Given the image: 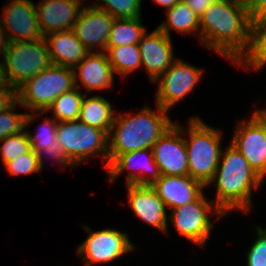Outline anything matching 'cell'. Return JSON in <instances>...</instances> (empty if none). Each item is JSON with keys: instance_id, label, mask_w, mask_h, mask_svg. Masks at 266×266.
<instances>
[{"instance_id": "1", "label": "cell", "mask_w": 266, "mask_h": 266, "mask_svg": "<svg viewBox=\"0 0 266 266\" xmlns=\"http://www.w3.org/2000/svg\"><path fill=\"white\" fill-rule=\"evenodd\" d=\"M249 11L230 0H214L200 16V42L239 66L253 47Z\"/></svg>"}, {"instance_id": "2", "label": "cell", "mask_w": 266, "mask_h": 266, "mask_svg": "<svg viewBox=\"0 0 266 266\" xmlns=\"http://www.w3.org/2000/svg\"><path fill=\"white\" fill-rule=\"evenodd\" d=\"M263 179L250 167L244 156L231 144L222 150L216 172L207 185L216 184L213 200L225 215L231 210L248 212L252 207V189H258Z\"/></svg>"}, {"instance_id": "3", "label": "cell", "mask_w": 266, "mask_h": 266, "mask_svg": "<svg viewBox=\"0 0 266 266\" xmlns=\"http://www.w3.org/2000/svg\"><path fill=\"white\" fill-rule=\"evenodd\" d=\"M156 105L157 111L145 105L134 115L115 114L108 138V165L120 154L152 149L153 144L174 124L168 117L169 111Z\"/></svg>"}, {"instance_id": "4", "label": "cell", "mask_w": 266, "mask_h": 266, "mask_svg": "<svg viewBox=\"0 0 266 266\" xmlns=\"http://www.w3.org/2000/svg\"><path fill=\"white\" fill-rule=\"evenodd\" d=\"M189 138L184 137L188 157L189 176L205 187L212 180L222 153L221 132L213 129L198 116L190 119Z\"/></svg>"}, {"instance_id": "5", "label": "cell", "mask_w": 266, "mask_h": 266, "mask_svg": "<svg viewBox=\"0 0 266 266\" xmlns=\"http://www.w3.org/2000/svg\"><path fill=\"white\" fill-rule=\"evenodd\" d=\"M73 88L74 69L52 64L16 89L17 101L23 108L47 113L59 95Z\"/></svg>"}, {"instance_id": "6", "label": "cell", "mask_w": 266, "mask_h": 266, "mask_svg": "<svg viewBox=\"0 0 266 266\" xmlns=\"http://www.w3.org/2000/svg\"><path fill=\"white\" fill-rule=\"evenodd\" d=\"M57 140L68 159L76 166L87 161L93 155L103 154L106 160L103 167H108L109 134L97 127L80 120L60 121L56 130Z\"/></svg>"}, {"instance_id": "7", "label": "cell", "mask_w": 266, "mask_h": 266, "mask_svg": "<svg viewBox=\"0 0 266 266\" xmlns=\"http://www.w3.org/2000/svg\"><path fill=\"white\" fill-rule=\"evenodd\" d=\"M3 59L7 83L15 89L52 65L44 38L36 41L10 42Z\"/></svg>"}, {"instance_id": "8", "label": "cell", "mask_w": 266, "mask_h": 266, "mask_svg": "<svg viewBox=\"0 0 266 266\" xmlns=\"http://www.w3.org/2000/svg\"><path fill=\"white\" fill-rule=\"evenodd\" d=\"M210 215L218 218L225 214L215 206L213 199L209 201L202 194L197 200L172 209L168 220L182 236L203 248L213 228Z\"/></svg>"}, {"instance_id": "9", "label": "cell", "mask_w": 266, "mask_h": 266, "mask_svg": "<svg viewBox=\"0 0 266 266\" xmlns=\"http://www.w3.org/2000/svg\"><path fill=\"white\" fill-rule=\"evenodd\" d=\"M202 73V69L176 59L170 68L153 82L158 85L156 104L170 111L178 101L194 91Z\"/></svg>"}, {"instance_id": "10", "label": "cell", "mask_w": 266, "mask_h": 266, "mask_svg": "<svg viewBox=\"0 0 266 266\" xmlns=\"http://www.w3.org/2000/svg\"><path fill=\"white\" fill-rule=\"evenodd\" d=\"M83 227L90 234L76 253L81 255L79 257L85 265L114 261L135 248L126 233L113 228L92 231L85 225Z\"/></svg>"}, {"instance_id": "11", "label": "cell", "mask_w": 266, "mask_h": 266, "mask_svg": "<svg viewBox=\"0 0 266 266\" xmlns=\"http://www.w3.org/2000/svg\"><path fill=\"white\" fill-rule=\"evenodd\" d=\"M231 145L247 160L262 179L266 176V124L255 114L251 119L237 122Z\"/></svg>"}, {"instance_id": "12", "label": "cell", "mask_w": 266, "mask_h": 266, "mask_svg": "<svg viewBox=\"0 0 266 266\" xmlns=\"http://www.w3.org/2000/svg\"><path fill=\"white\" fill-rule=\"evenodd\" d=\"M184 129L174 123L152 146L153 157L161 175H189Z\"/></svg>"}, {"instance_id": "13", "label": "cell", "mask_w": 266, "mask_h": 266, "mask_svg": "<svg viewBox=\"0 0 266 266\" xmlns=\"http://www.w3.org/2000/svg\"><path fill=\"white\" fill-rule=\"evenodd\" d=\"M34 4L31 0H10L3 7L1 21L10 42L36 41L44 38Z\"/></svg>"}, {"instance_id": "14", "label": "cell", "mask_w": 266, "mask_h": 266, "mask_svg": "<svg viewBox=\"0 0 266 266\" xmlns=\"http://www.w3.org/2000/svg\"><path fill=\"white\" fill-rule=\"evenodd\" d=\"M142 157H144L145 160ZM135 166L137 167V170L134 169ZM106 169L108 171L110 182L114 181L121 173L129 169L130 172L126 174L127 176L125 175L126 185L135 184L152 186L161 176L159 167L155 163L152 149H142L120 154Z\"/></svg>"}, {"instance_id": "15", "label": "cell", "mask_w": 266, "mask_h": 266, "mask_svg": "<svg viewBox=\"0 0 266 266\" xmlns=\"http://www.w3.org/2000/svg\"><path fill=\"white\" fill-rule=\"evenodd\" d=\"M115 18L108 12L90 5L82 6L72 30L89 52H105Z\"/></svg>"}, {"instance_id": "16", "label": "cell", "mask_w": 266, "mask_h": 266, "mask_svg": "<svg viewBox=\"0 0 266 266\" xmlns=\"http://www.w3.org/2000/svg\"><path fill=\"white\" fill-rule=\"evenodd\" d=\"M145 32L138 43L141 53V65L154 82L176 60L171 37H168L158 27L149 34Z\"/></svg>"}, {"instance_id": "17", "label": "cell", "mask_w": 266, "mask_h": 266, "mask_svg": "<svg viewBox=\"0 0 266 266\" xmlns=\"http://www.w3.org/2000/svg\"><path fill=\"white\" fill-rule=\"evenodd\" d=\"M127 194L128 203L140 220L167 233L166 205L152 186L129 184Z\"/></svg>"}, {"instance_id": "18", "label": "cell", "mask_w": 266, "mask_h": 266, "mask_svg": "<svg viewBox=\"0 0 266 266\" xmlns=\"http://www.w3.org/2000/svg\"><path fill=\"white\" fill-rule=\"evenodd\" d=\"M82 1L84 0L40 1L35 7L43 36L72 29L82 9Z\"/></svg>"}, {"instance_id": "19", "label": "cell", "mask_w": 266, "mask_h": 266, "mask_svg": "<svg viewBox=\"0 0 266 266\" xmlns=\"http://www.w3.org/2000/svg\"><path fill=\"white\" fill-rule=\"evenodd\" d=\"M74 78L75 87H83L88 93L110 89L114 83V71L106 52H89L74 68ZM78 82H81V86Z\"/></svg>"}, {"instance_id": "20", "label": "cell", "mask_w": 266, "mask_h": 266, "mask_svg": "<svg viewBox=\"0 0 266 266\" xmlns=\"http://www.w3.org/2000/svg\"><path fill=\"white\" fill-rule=\"evenodd\" d=\"M152 187L171 210L197 200L206 188L189 175H161Z\"/></svg>"}, {"instance_id": "21", "label": "cell", "mask_w": 266, "mask_h": 266, "mask_svg": "<svg viewBox=\"0 0 266 266\" xmlns=\"http://www.w3.org/2000/svg\"><path fill=\"white\" fill-rule=\"evenodd\" d=\"M53 65L75 68L89 53L72 29L44 36Z\"/></svg>"}, {"instance_id": "22", "label": "cell", "mask_w": 266, "mask_h": 266, "mask_svg": "<svg viewBox=\"0 0 266 266\" xmlns=\"http://www.w3.org/2000/svg\"><path fill=\"white\" fill-rule=\"evenodd\" d=\"M111 103L102 96H84L78 120L106 131L108 134L115 118Z\"/></svg>"}, {"instance_id": "23", "label": "cell", "mask_w": 266, "mask_h": 266, "mask_svg": "<svg viewBox=\"0 0 266 266\" xmlns=\"http://www.w3.org/2000/svg\"><path fill=\"white\" fill-rule=\"evenodd\" d=\"M166 16L167 20L160 24L158 28L168 37H170V30L172 29L183 35L196 33L200 38V17L183 0L166 10Z\"/></svg>"}, {"instance_id": "24", "label": "cell", "mask_w": 266, "mask_h": 266, "mask_svg": "<svg viewBox=\"0 0 266 266\" xmlns=\"http://www.w3.org/2000/svg\"><path fill=\"white\" fill-rule=\"evenodd\" d=\"M141 17L115 19L106 47L138 44L146 32Z\"/></svg>"}, {"instance_id": "25", "label": "cell", "mask_w": 266, "mask_h": 266, "mask_svg": "<svg viewBox=\"0 0 266 266\" xmlns=\"http://www.w3.org/2000/svg\"><path fill=\"white\" fill-rule=\"evenodd\" d=\"M105 52L114 73L120 74L122 77L133 73L136 69H140V67L142 68L138 44L106 47Z\"/></svg>"}, {"instance_id": "26", "label": "cell", "mask_w": 266, "mask_h": 266, "mask_svg": "<svg viewBox=\"0 0 266 266\" xmlns=\"http://www.w3.org/2000/svg\"><path fill=\"white\" fill-rule=\"evenodd\" d=\"M83 98L84 94L75 87L59 95L47 111L52 110L53 117L58 122L78 120Z\"/></svg>"}, {"instance_id": "27", "label": "cell", "mask_w": 266, "mask_h": 266, "mask_svg": "<svg viewBox=\"0 0 266 266\" xmlns=\"http://www.w3.org/2000/svg\"><path fill=\"white\" fill-rule=\"evenodd\" d=\"M20 104L17 100L7 109L0 112V140L26 130L27 125L35 121L38 116L45 112L16 113V107Z\"/></svg>"}, {"instance_id": "28", "label": "cell", "mask_w": 266, "mask_h": 266, "mask_svg": "<svg viewBox=\"0 0 266 266\" xmlns=\"http://www.w3.org/2000/svg\"><path fill=\"white\" fill-rule=\"evenodd\" d=\"M266 65V18L254 24L253 47L250 54L239 65L255 71L263 69ZM250 67V68H249Z\"/></svg>"}, {"instance_id": "29", "label": "cell", "mask_w": 266, "mask_h": 266, "mask_svg": "<svg viewBox=\"0 0 266 266\" xmlns=\"http://www.w3.org/2000/svg\"><path fill=\"white\" fill-rule=\"evenodd\" d=\"M100 3L91 5L108 12L115 19L141 17L142 0H96Z\"/></svg>"}, {"instance_id": "30", "label": "cell", "mask_w": 266, "mask_h": 266, "mask_svg": "<svg viewBox=\"0 0 266 266\" xmlns=\"http://www.w3.org/2000/svg\"><path fill=\"white\" fill-rule=\"evenodd\" d=\"M58 121L53 117L45 119L43 124H40L36 135H31L28 131L31 149L38 154L40 151L47 149L50 146H61L57 140L56 130Z\"/></svg>"}, {"instance_id": "31", "label": "cell", "mask_w": 266, "mask_h": 266, "mask_svg": "<svg viewBox=\"0 0 266 266\" xmlns=\"http://www.w3.org/2000/svg\"><path fill=\"white\" fill-rule=\"evenodd\" d=\"M2 142L3 145L0 146V152L2 163L4 165L31 150L27 131H22L18 134L7 136L0 140V143Z\"/></svg>"}, {"instance_id": "32", "label": "cell", "mask_w": 266, "mask_h": 266, "mask_svg": "<svg viewBox=\"0 0 266 266\" xmlns=\"http://www.w3.org/2000/svg\"><path fill=\"white\" fill-rule=\"evenodd\" d=\"M4 167L10 173V175H27L32 173L41 172L42 168L39 162L38 154L32 149L24 154L15 158L14 160L7 162Z\"/></svg>"}, {"instance_id": "33", "label": "cell", "mask_w": 266, "mask_h": 266, "mask_svg": "<svg viewBox=\"0 0 266 266\" xmlns=\"http://www.w3.org/2000/svg\"><path fill=\"white\" fill-rule=\"evenodd\" d=\"M255 228L257 238L247 252V266H266V229Z\"/></svg>"}, {"instance_id": "34", "label": "cell", "mask_w": 266, "mask_h": 266, "mask_svg": "<svg viewBox=\"0 0 266 266\" xmlns=\"http://www.w3.org/2000/svg\"><path fill=\"white\" fill-rule=\"evenodd\" d=\"M50 156L53 157L56 162H58V164H60V166H66V167H70L74 168V164L68 159V157L65 155L64 151L62 150L61 146H50L45 150H42L38 153V158H39V162L41 165V168H43V155L45 156Z\"/></svg>"}, {"instance_id": "35", "label": "cell", "mask_w": 266, "mask_h": 266, "mask_svg": "<svg viewBox=\"0 0 266 266\" xmlns=\"http://www.w3.org/2000/svg\"><path fill=\"white\" fill-rule=\"evenodd\" d=\"M17 100L16 89L7 84L0 86V112L10 107Z\"/></svg>"}, {"instance_id": "36", "label": "cell", "mask_w": 266, "mask_h": 266, "mask_svg": "<svg viewBox=\"0 0 266 266\" xmlns=\"http://www.w3.org/2000/svg\"><path fill=\"white\" fill-rule=\"evenodd\" d=\"M252 24L266 18V0H256V2L248 9Z\"/></svg>"}, {"instance_id": "37", "label": "cell", "mask_w": 266, "mask_h": 266, "mask_svg": "<svg viewBox=\"0 0 266 266\" xmlns=\"http://www.w3.org/2000/svg\"><path fill=\"white\" fill-rule=\"evenodd\" d=\"M186 5L197 15L201 16L214 0H183Z\"/></svg>"}, {"instance_id": "38", "label": "cell", "mask_w": 266, "mask_h": 266, "mask_svg": "<svg viewBox=\"0 0 266 266\" xmlns=\"http://www.w3.org/2000/svg\"><path fill=\"white\" fill-rule=\"evenodd\" d=\"M4 30L5 29L3 28L2 21L0 19V54L2 56L6 52L7 47L9 45V43H10L9 38L7 36V33Z\"/></svg>"}, {"instance_id": "39", "label": "cell", "mask_w": 266, "mask_h": 266, "mask_svg": "<svg viewBox=\"0 0 266 266\" xmlns=\"http://www.w3.org/2000/svg\"><path fill=\"white\" fill-rule=\"evenodd\" d=\"M180 0H153L158 5H161L166 8V10L172 8Z\"/></svg>"}, {"instance_id": "40", "label": "cell", "mask_w": 266, "mask_h": 266, "mask_svg": "<svg viewBox=\"0 0 266 266\" xmlns=\"http://www.w3.org/2000/svg\"><path fill=\"white\" fill-rule=\"evenodd\" d=\"M230 1L234 2L237 5L245 7L246 9H249L256 2V0H230Z\"/></svg>"}, {"instance_id": "41", "label": "cell", "mask_w": 266, "mask_h": 266, "mask_svg": "<svg viewBox=\"0 0 266 266\" xmlns=\"http://www.w3.org/2000/svg\"><path fill=\"white\" fill-rule=\"evenodd\" d=\"M263 123L266 124V108L255 110L253 112Z\"/></svg>"}, {"instance_id": "42", "label": "cell", "mask_w": 266, "mask_h": 266, "mask_svg": "<svg viewBox=\"0 0 266 266\" xmlns=\"http://www.w3.org/2000/svg\"><path fill=\"white\" fill-rule=\"evenodd\" d=\"M7 80L4 74V67H3V61L0 62V86L7 85Z\"/></svg>"}]
</instances>
